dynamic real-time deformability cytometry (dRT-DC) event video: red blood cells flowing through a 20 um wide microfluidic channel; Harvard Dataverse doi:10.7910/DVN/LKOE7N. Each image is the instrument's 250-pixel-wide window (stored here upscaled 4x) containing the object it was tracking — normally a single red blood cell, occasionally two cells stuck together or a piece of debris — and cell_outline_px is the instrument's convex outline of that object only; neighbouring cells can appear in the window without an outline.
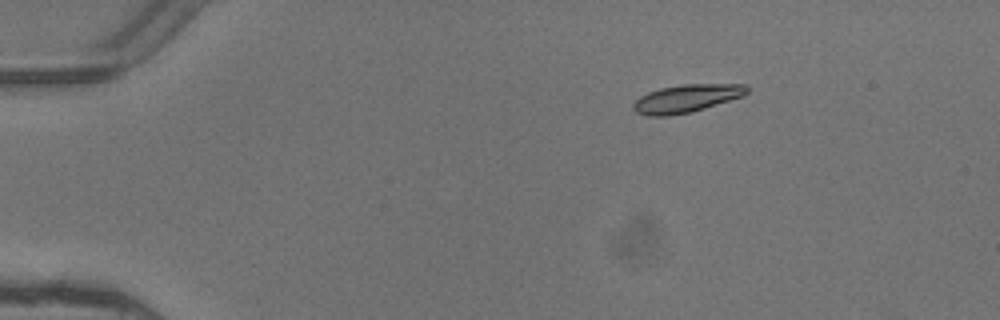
{"species": "common noctule bat (a hibernating species)", "species_latin": "Nyctalus noctula", "temperature_condition": "warm", "stored_images_in_passage": 4, "camera_frame_rate_fps": 3000, "um_per_image_px": 0.085, "animal": {"sex": "female"}, "frame": {"image": 1, "passage_image": 2, "time_ms": 0.333, "image_size_px": [1000, 320], "cell_outline_px": [[748, 92], [744, 96], [692, 112], [668, 116], [648, 116], [636, 112], [632, 108], [632, 104], [640, 96], [648, 92], [660, 88], [680, 84], [744, 84], [748, 88]], "centroid_in_image_um": [58.34, 8.37], "position_along_channel_um": 26.7, "area_um2": 18.61}}